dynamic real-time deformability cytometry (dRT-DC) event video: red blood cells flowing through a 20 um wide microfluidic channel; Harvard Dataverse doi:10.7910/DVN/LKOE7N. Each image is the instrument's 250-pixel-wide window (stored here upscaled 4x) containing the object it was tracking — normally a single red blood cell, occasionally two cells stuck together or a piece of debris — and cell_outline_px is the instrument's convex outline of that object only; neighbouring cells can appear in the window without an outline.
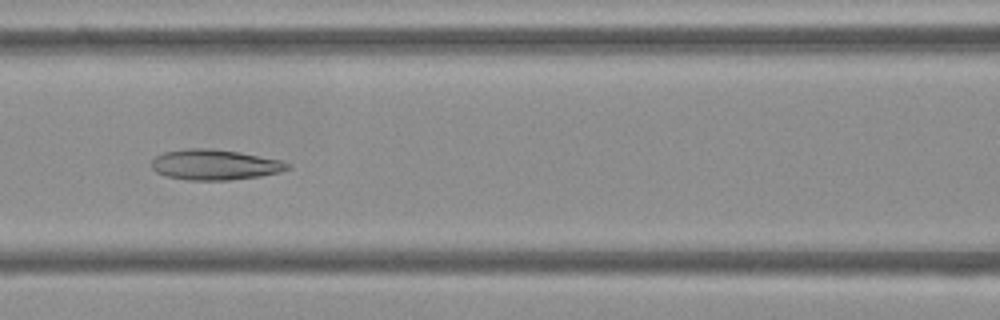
{"species": "Egyptian fruit bat (a non-hibernating species)", "species_latin": "Rousettus aegyptiacus", "temperature_condition": "cold", "stored_images_in_passage": 54, "camera_frame_rate_fps": 3000, "um_per_image_px": 0.085, "frame": {"image": 1, "passage_image": 23, "time_ms": 7.333, "image_size_px": [1000, 320], "cell_outline_px": [[292, 168], [280, 172], [260, 176], [228, 180], [188, 180], [168, 176], [156, 172], [152, 168], [152, 160], [156, 156], [164, 152], [184, 148], [208, 148], [236, 152], [280, 160], [292, 164]], "centroid_in_image_um": [18.26, 14.0], "position_along_channel_um": 148.3, "area_um2": 23.99}}
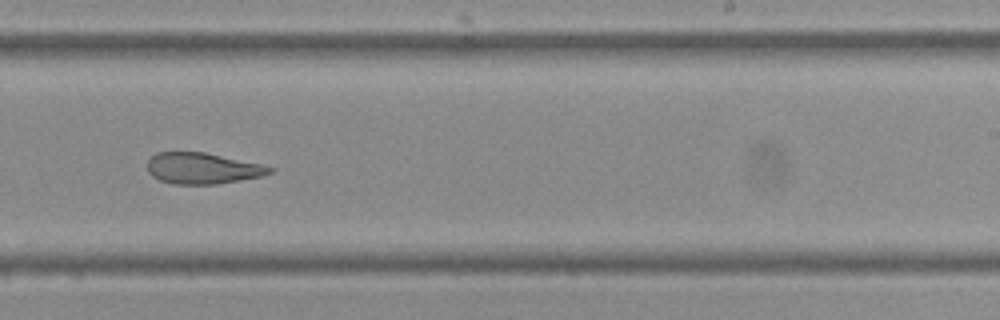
{"frame": {"image": 2, "passage_image": 33, "time_ms": 10.667, "image_size_px": [1000, 320], "cell_outline_px": [[272, 172], [264, 176], [216, 184], [172, 184], [160, 180], [152, 176], [148, 172], [148, 160], [156, 152], [204, 152], [260, 164], [272, 168]], "centroid_in_image_um": [17.18, 14.31], "position_along_channel_um": 271.8, "area_um2": 22.02}}
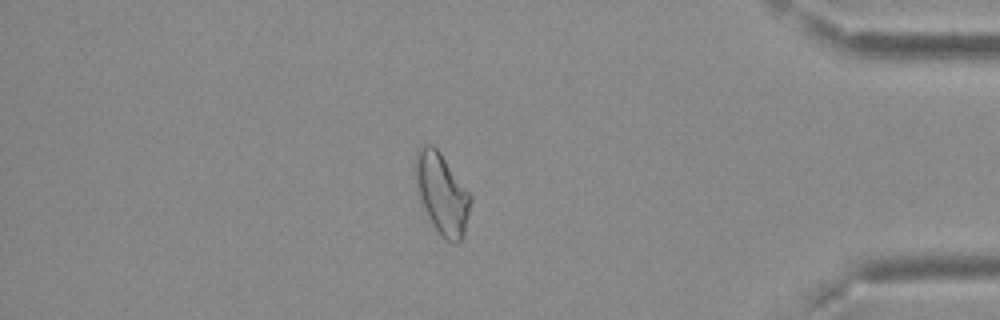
{"frame": {"image": 3, "passage_image": 46, "time_ms": 15.0, "image_size_px": [1000, 320], "cell_outline_px": [[472, 200], [464, 236], [456, 244], [440, 236], [432, 224], [424, 208], [416, 188], [416, 152], [420, 144], [432, 144], [440, 152], [472, 196]], "centroid_in_image_um": [37.58, 16.46], "position_along_channel_um": 397.6, "area_um2": 25.89}, "authors_computed_cell_mechanics": {"area_um2": 26.299, "velocity_mm_per_s": 3.7176, "shape_relaxation_time_tau1_ms": null, "shape_relaxation_time_tau2_ms": 5.0624, "deformation_change_tau1": null, "deformation_change_tau2": 0.1409}}